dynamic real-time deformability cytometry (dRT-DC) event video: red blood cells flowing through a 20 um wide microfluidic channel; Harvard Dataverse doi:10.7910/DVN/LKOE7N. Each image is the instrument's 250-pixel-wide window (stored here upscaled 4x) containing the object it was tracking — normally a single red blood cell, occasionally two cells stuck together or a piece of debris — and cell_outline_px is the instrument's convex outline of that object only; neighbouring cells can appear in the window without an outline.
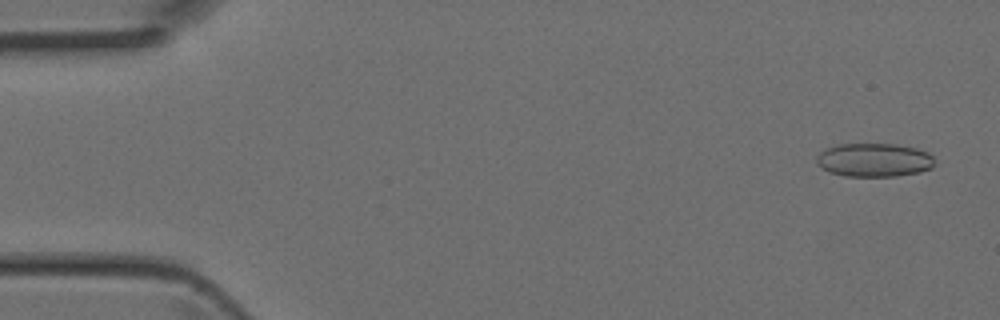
{"species": "Egyptian fruit bat (a non-hibernating species)", "species_latin": "Rousettus aegyptiacus", "temperature_condition": "room temperature", "stored_images_in_passage": 4, "camera_frame_rate_fps": 3000, "um_per_image_px": 0.085, "animal": {"sex": "female"}, "frame": {"image": 1, "passage_image": 1, "time_ms": 0.0, "image_size_px": [1000, 320], "cell_outline_px": [[936, 164], [932, 168], [920, 172], [896, 176], [844, 176], [828, 172], [816, 164], [816, 156], [824, 148], [840, 144], [896, 144], [916, 148], [928, 152], [932, 156]], "centroid_in_image_um": [74.29, 13.6], "position_along_channel_um": 10.7, "area_um2": 23.41}}
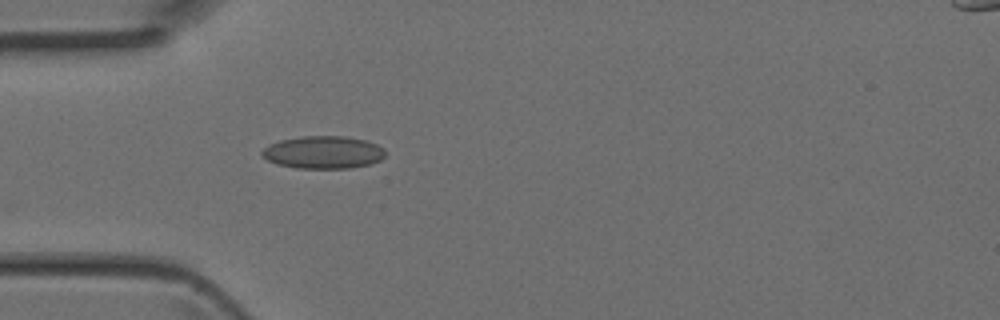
{"frame": {"image": 2, "passage_image": 4, "time_ms": 1.0, "image_size_px": [1000, 320], "cell_outline_px": [[384, 156], [380, 160], [372, 164], [348, 168], [296, 168], [276, 164], [268, 160], [260, 152], [268, 144], [280, 140], [300, 136], [344, 136], [364, 140], [376, 144], [384, 148]], "centroid_in_image_um": [27.46, 12.94], "position_along_channel_um": 57.5, "area_um2": 23.47}}